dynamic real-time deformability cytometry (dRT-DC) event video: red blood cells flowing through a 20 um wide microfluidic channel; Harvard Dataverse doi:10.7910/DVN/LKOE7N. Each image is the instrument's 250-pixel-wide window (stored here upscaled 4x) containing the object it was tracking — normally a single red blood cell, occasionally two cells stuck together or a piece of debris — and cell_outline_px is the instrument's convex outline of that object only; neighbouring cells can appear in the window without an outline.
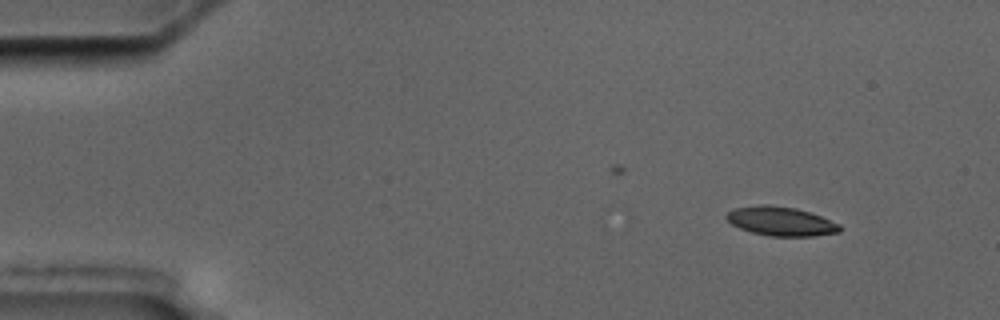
{"species": "common noctule bat (a hibernating species)", "species_latin": "Nyctalus noctula", "temperature_condition": "cold", "stored_images_in_passage": 14, "camera_frame_rate_fps": 3000, "um_per_image_px": 0.085, "animal": {"sex": "male", "body_mass_g": 17.5, "forearm_length_mm": 52.3}, "frame": {"image": 1, "passage_image": 1, "time_ms": 0.0, "image_size_px": [1000, 320], "cell_outline_px": [[840, 232], [816, 236], [768, 236], [752, 232], [740, 228], [732, 224], [724, 216], [728, 212], [736, 208], [760, 204], [768, 204], [796, 208], [820, 216], [840, 224]], "centroid_in_image_um": [66.37, 18.81], "position_along_channel_um": 18.6, "area_um2": 19.13}}
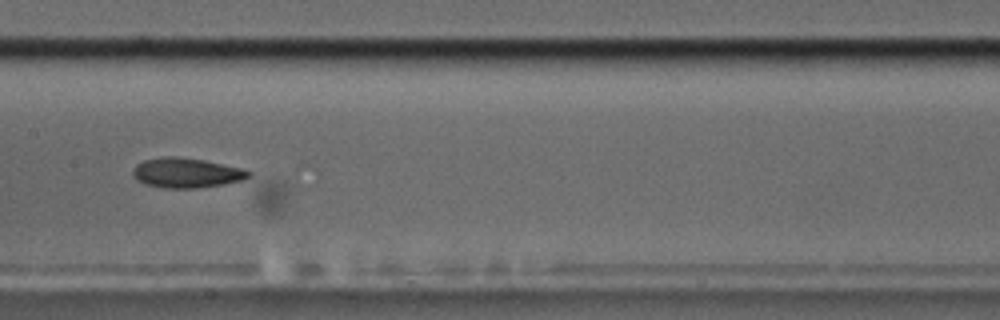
{"frame": {"image": 2, "passage_image": 7, "time_ms": 7.667, "image_size_px": [1000, 320], "cell_outline_px": [[252, 176], [244, 180], [224, 184], [196, 188], [164, 188], [148, 184], [136, 180], [132, 176], [132, 168], [136, 164], [144, 160], [160, 156], [176, 156], [204, 160], [244, 168], [252, 172]], "centroid_in_image_um": [15.86, 14.68], "position_along_channel_um": 191.5, "area_um2": 20.46}}
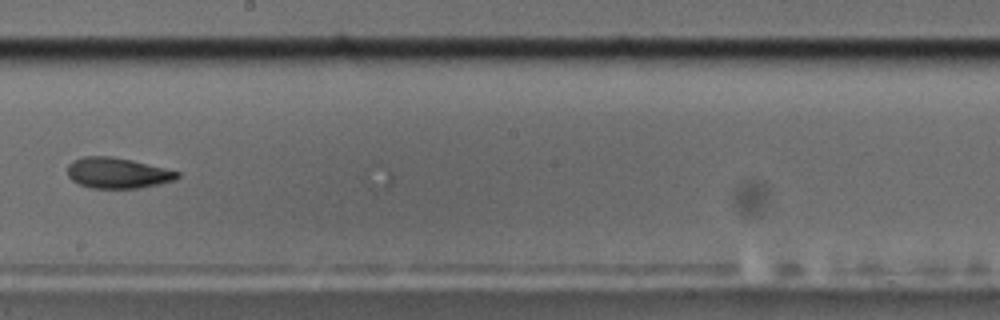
{"frame": {"image": 3, "passage_image": 8, "time_ms": 9.0, "image_size_px": [1000, 320], "cell_outline_px": [[180, 176], [176, 180], [140, 188], [92, 188], [80, 184], [72, 180], [68, 176], [68, 164], [72, 160], [84, 156], [112, 156], [132, 160], [180, 172]], "centroid_in_image_um": [9.99, 14.7], "position_along_channel_um": 238.2, "area_um2": 19.65}}